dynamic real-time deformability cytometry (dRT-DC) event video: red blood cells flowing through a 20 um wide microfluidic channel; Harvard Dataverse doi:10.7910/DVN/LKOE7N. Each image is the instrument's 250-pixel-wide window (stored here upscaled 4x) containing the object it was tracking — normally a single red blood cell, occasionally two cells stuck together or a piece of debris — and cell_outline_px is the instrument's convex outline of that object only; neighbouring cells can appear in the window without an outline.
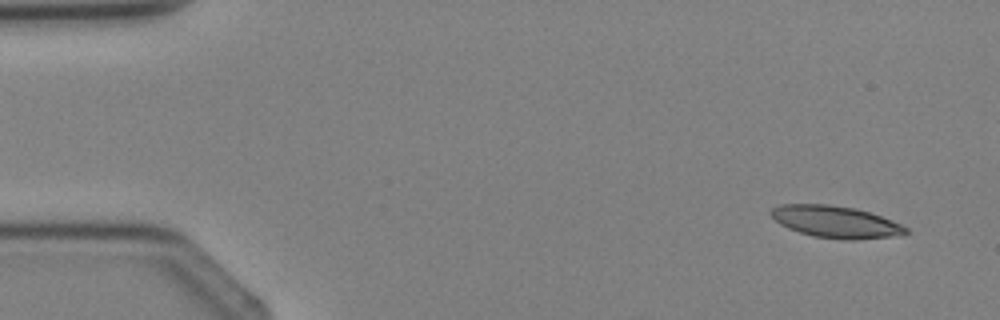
{"species": "Egyptian fruit bat (a non-hibernating species)", "species_latin": "Rousettus aegyptiacus", "temperature_condition": "cold", "stored_images_in_passage": 4, "segment_of_instrument_passage": [2, 2], "camera_frame_rate_fps": 3000, "um_per_image_px": 0.085, "animal": {"sex": "female"}, "frame": {"image": 1, "passage_image": 4, "time_ms": 4.0, "image_size_px": [1000, 320], "cell_outline_px": [[908, 232], [900, 236], [856, 240], [844, 240], [812, 236], [788, 228], [780, 224], [768, 212], [772, 208], [780, 204], [828, 204], [856, 208], [880, 216], [900, 224], [908, 228]], "centroid_in_image_um": [71.03, 18.86], "position_along_channel_um": 14.0, "area_um2": 25.2}}